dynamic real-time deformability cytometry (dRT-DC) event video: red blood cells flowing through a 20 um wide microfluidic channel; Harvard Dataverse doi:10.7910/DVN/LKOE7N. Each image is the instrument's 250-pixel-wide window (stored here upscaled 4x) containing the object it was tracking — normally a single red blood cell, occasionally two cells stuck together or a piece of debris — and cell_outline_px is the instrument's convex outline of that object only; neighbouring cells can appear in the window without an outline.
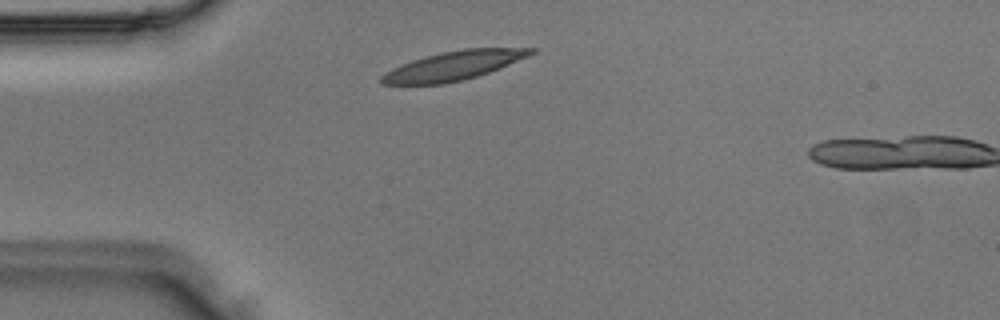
{"species": "Egyptian fruit bat (a non-hibernating species)", "species_latin": "Rousettus aegyptiacus", "temperature_condition": "room temperature", "stored_images_in_passage": 2, "camera_frame_rate_fps": 3000, "um_per_image_px": 0.085, "animal": {"sex": "male"}, "frame": {"image": 1, "passage_image": 1, "time_ms": 0.0, "image_size_px": [1000, 320], "cell_outline_px": [[536, 52], [528, 56], [500, 68], [476, 76], [444, 84], [380, 84], [380, 76], [392, 68], [412, 60], [440, 52], [464, 48], [536, 48]], "centroid_in_image_um": [38.54, 5.57], "position_along_channel_um": 46.5, "area_um2": 25.03}}